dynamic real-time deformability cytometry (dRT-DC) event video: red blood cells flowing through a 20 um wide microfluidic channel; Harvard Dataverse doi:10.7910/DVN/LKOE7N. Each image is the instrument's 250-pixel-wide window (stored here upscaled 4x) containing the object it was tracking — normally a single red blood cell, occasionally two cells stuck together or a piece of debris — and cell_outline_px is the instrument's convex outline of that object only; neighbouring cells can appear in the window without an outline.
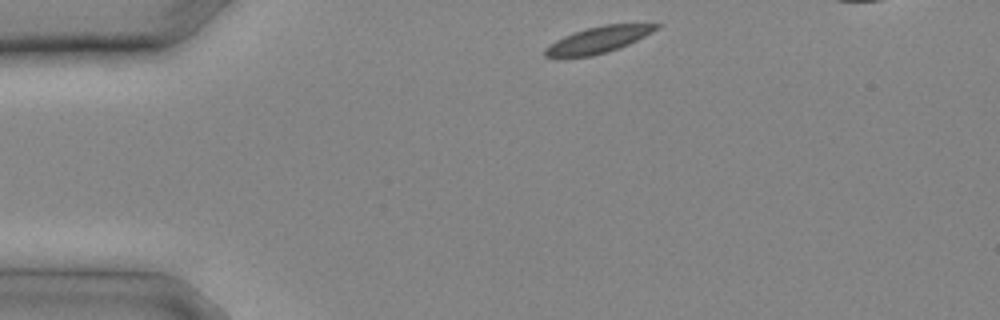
{"species": "common noctule bat (a hibernating species)", "species_latin": "Nyctalus noctula", "temperature_condition": "cold", "stored_images_in_passage": 7, "camera_frame_rate_fps": 3000, "um_per_image_px": 0.085, "animal": {"sex": "male", "body_mass_g": 20.4}, "frame": {"image": 1, "passage_image": 1, "time_ms": 0.0, "image_size_px": [1000, 320], "cell_outline_px": [[664, 24], [652, 32], [620, 48], [608, 52], [592, 56], [564, 60], [556, 60], [544, 56], [544, 48], [556, 40], [564, 36], [588, 28], [604, 24]], "centroid_in_image_um": [50.74, 3.45], "position_along_channel_um": 34.3, "area_um2": 17.51}}
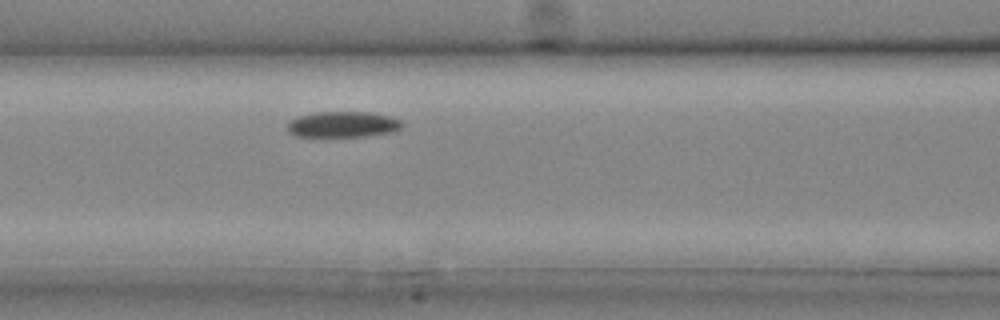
{"frame": {"image": 2, "passage_image": 7, "time_ms": 2.0, "image_size_px": [1000, 320], "cell_outline_px": [[404, 124], [400, 128], [392, 132], [364, 136], [296, 136], [288, 132], [288, 124], [296, 116], [312, 112], [368, 112], [392, 116], [400, 120]], "centroid_in_image_um": [29.15, 10.56], "position_along_channel_um": 137.5, "area_um2": 17.28}}